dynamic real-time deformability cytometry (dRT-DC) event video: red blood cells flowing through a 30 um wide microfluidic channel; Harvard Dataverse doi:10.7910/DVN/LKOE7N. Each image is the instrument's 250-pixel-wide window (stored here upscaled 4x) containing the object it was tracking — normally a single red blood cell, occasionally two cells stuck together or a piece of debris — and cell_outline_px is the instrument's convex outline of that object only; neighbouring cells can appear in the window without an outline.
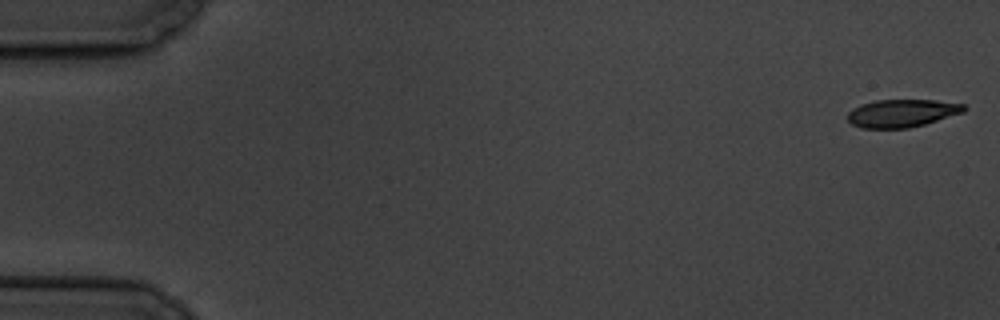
{"species": "common noctule bat (a hibernating species)", "species_latin": "Nyctalus noctula", "temperature_condition": "cold", "stored_images_in_passage": 7, "camera_frame_rate_fps": 3000, "um_per_image_px": 0.085, "animal": {"sex": "male", "body_mass_g": 19.5, "forearm_length_mm": 54.6}, "frame": {"image": 1, "passage_image": 1, "time_ms": 0.0, "image_size_px": [1000, 320], "cell_outline_px": [[968, 108], [964, 112], [924, 124], [908, 128], [860, 128], [852, 124], [848, 120], [848, 112], [852, 108], [860, 104], [876, 100], [936, 100], [964, 104]], "centroid_in_image_um": [76.66, 9.61], "position_along_channel_um": 8.3, "area_um2": 18.9}}
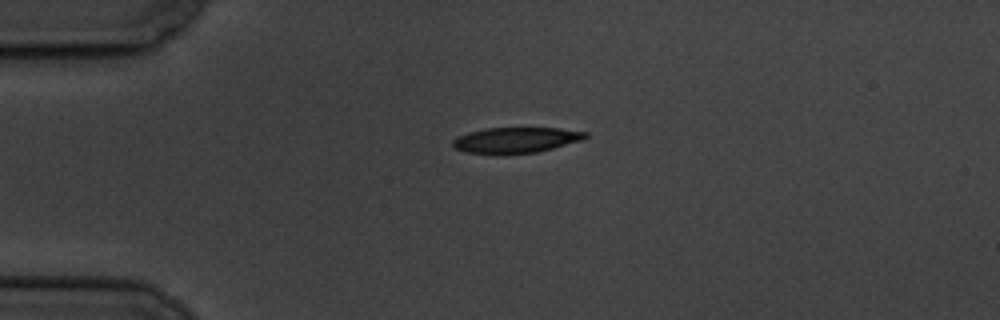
{"frame": {"image": 2, "passage_image": 5, "time_ms": 4.333, "image_size_px": [1000, 320], "cell_outline_px": [[588, 136], [584, 140], [536, 152], [504, 156], [464, 152], [452, 148], [452, 140], [468, 132], [484, 128], [560, 128], [588, 132]], "centroid_in_image_um": [43.82, 11.93], "position_along_channel_um": 41.2, "area_um2": 20.4}}
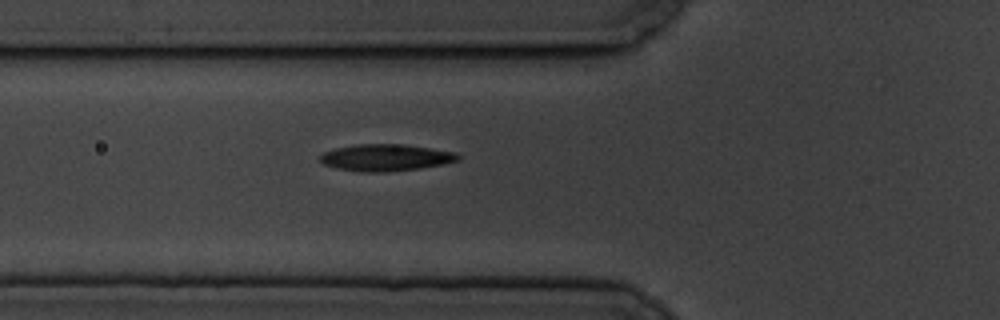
{"frame": {"image": 3, "passage_image": 7, "time_ms": 6.667, "image_size_px": [1000, 320], "cell_outline_px": [[460, 160], [444, 164], [420, 168], [388, 172], [360, 172], [336, 168], [324, 164], [320, 160], [320, 156], [324, 152], [336, 148], [356, 144], [404, 144], [456, 152], [460, 156]], "centroid_in_image_um": [32.81, 13.4], "position_along_channel_um": 93.0, "area_um2": 21.62}}